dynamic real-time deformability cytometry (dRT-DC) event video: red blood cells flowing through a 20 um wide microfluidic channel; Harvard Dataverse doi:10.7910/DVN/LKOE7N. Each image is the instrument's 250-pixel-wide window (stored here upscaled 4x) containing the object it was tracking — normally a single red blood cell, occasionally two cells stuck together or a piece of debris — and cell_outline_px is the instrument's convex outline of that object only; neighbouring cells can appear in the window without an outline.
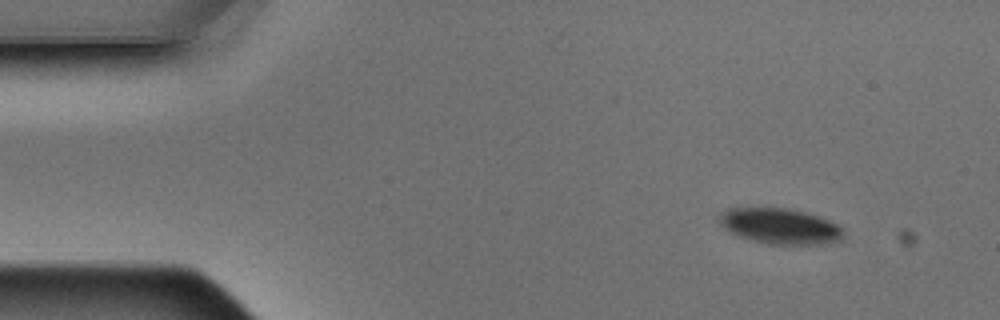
{"species": "Egyptian fruit bat (a non-hibernating species)", "species_latin": "Rousettus aegyptiacus", "temperature_condition": "warm", "stored_images_in_passage": 5, "camera_frame_rate_fps": 3000, "um_per_image_px": 0.085, "animal": {"sex": "male"}, "frame": {"image": 1, "passage_image": 1, "time_ms": 0.0, "image_size_px": [1000, 320], "cell_outline_px": [[844, 232], [840, 240], [820, 244], [768, 244], [752, 240], [740, 236], [732, 232], [720, 224], [720, 216], [728, 208], [788, 208], [808, 212], [820, 216], [840, 224]], "centroid_in_image_um": [66.38, 19.21], "position_along_channel_um": 18.6, "area_um2": 25.66}}
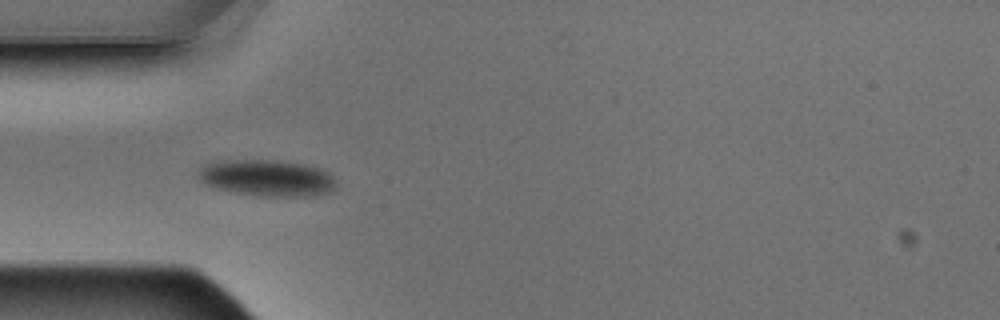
{"frame": {"image": 2, "passage_image": 4, "time_ms": 1.0, "image_size_px": [1000, 320], "cell_outline_px": [[336, 188], [332, 192], [316, 196], [260, 196], [228, 192], [212, 188], [204, 184], [196, 176], [196, 172], [208, 160], [276, 160], [304, 164], [328, 172], [336, 180]], "centroid_in_image_um": [22.62, 15.13], "position_along_channel_um": 62.4, "area_um2": 30.11}}
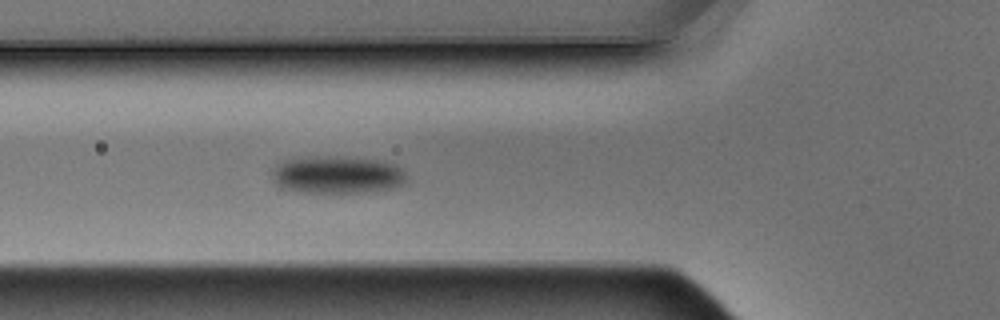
{"frame": {"image": 3, "passage_image": 5, "time_ms": 1.333, "image_size_px": [1000, 320], "cell_outline_px": [[408, 180], [404, 184], [396, 188], [372, 192], [308, 192], [288, 188], [276, 184], [272, 180], [268, 172], [276, 164], [292, 156], [348, 156], [384, 160], [396, 164], [408, 176]], "centroid_in_image_um": [28.68, 14.82], "position_along_channel_um": 97.1, "area_um2": 30.46}}